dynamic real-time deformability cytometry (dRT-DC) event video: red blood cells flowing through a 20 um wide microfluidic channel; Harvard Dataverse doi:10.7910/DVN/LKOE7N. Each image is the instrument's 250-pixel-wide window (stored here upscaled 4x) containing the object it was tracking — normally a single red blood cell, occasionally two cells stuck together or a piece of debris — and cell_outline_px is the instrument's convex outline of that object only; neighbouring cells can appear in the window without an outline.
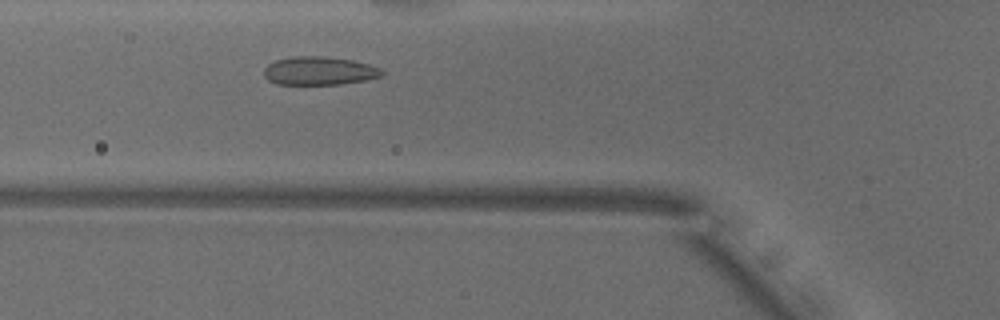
{"species": "common noctule bat (a hibernating species)", "species_latin": "Nyctalus noctula", "temperature_condition": "warm", "stored_images_in_passage": 32, "camera_frame_rate_fps": 3000, "um_per_image_px": 0.085, "animal": {"sex": "male", "body_mass_g": 18.8}, "frame": {"image": 1, "passage_image": 10, "time_ms": 3.0, "image_size_px": [1000, 320], "cell_outline_px": [[384, 72], [380, 76], [364, 80], [340, 84], [276, 84], [268, 80], [264, 76], [264, 68], [268, 64], [276, 60], [296, 56], [324, 56], [352, 60], [368, 64], [380, 68]], "centroid_in_image_um": [27.11, 6.02], "position_along_channel_um": 98.7, "area_um2": 19.36}}
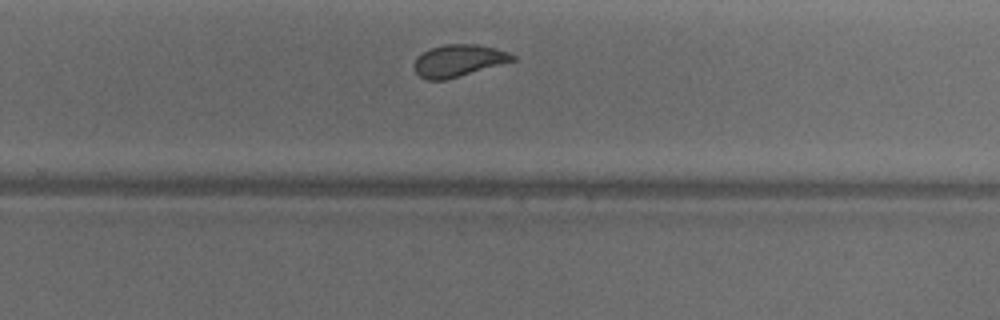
{"frame": {"image": 2, "passage_image": 25, "time_ms": 8.0, "image_size_px": [1000, 320], "cell_outline_px": [[516, 60], [444, 80], [428, 80], [420, 76], [416, 72], [412, 64], [416, 56], [432, 48], [444, 44], [476, 44], [496, 48], [508, 52], [516, 56]], "centroid_in_image_um": [38.95, 5.14], "position_along_channel_um": 290.8, "area_um2": 18.26}}
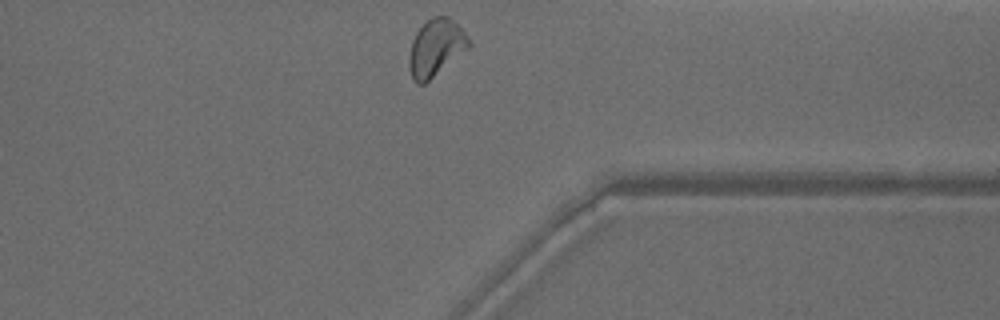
{"frame": {"image": 3, "passage_image": 32, "time_ms": 10.333, "image_size_px": [1000, 320], "cell_outline_px": [[472, 44], [468, 48], [424, 84], [416, 84], [408, 68], [408, 56], [412, 40], [416, 32], [432, 16], [448, 16], [472, 40]], "centroid_in_image_um": [37.03, 4.06], "position_along_channel_um": 374.4, "area_um2": 19.65}, "authors_computed_cell_mechanics": {"area_um2": 19.1318, "velocity_mm_per_s": 3.8376, "shape_relaxation_time_tau1_ms": 5.3944, "shape_relaxation_time_tau2_ms": 0.7894, "deformation_change_tau1": 0.1404, "deformation_change_tau2": 0.0666}}